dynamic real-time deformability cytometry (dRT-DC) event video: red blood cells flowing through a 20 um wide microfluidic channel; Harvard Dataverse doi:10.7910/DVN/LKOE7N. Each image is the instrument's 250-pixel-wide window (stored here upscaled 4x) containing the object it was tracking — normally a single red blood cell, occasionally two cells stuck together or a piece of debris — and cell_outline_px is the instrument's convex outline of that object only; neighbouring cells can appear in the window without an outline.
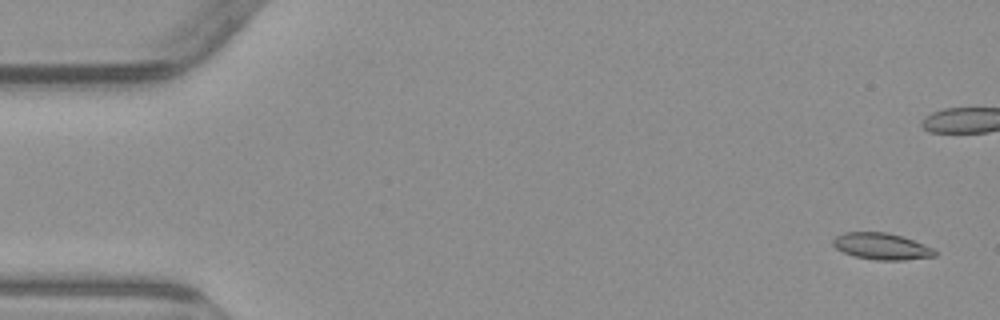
{"species": "common noctule bat (a hibernating species)", "species_latin": "Nyctalus noctula", "temperature_condition": "warm", "stored_images_in_passage": 5, "camera_frame_rate_fps": 3000, "um_per_image_px": 0.085, "animal": {"sex": "male", "body_mass_g": 23.1, "forearm_length_mm": 52.7}, "frame": {"image": 1, "passage_image": 1, "time_ms": 0.0, "image_size_px": [1000, 320], "cell_outline_px": [[936, 256], [904, 260], [876, 260], [856, 256], [844, 252], [836, 248], [832, 244], [832, 240], [836, 236], [844, 232], [884, 232], [900, 236], [924, 244], [932, 248], [936, 252]], "centroid_in_image_um": [74.92, 20.94], "position_along_channel_um": 10.1, "area_um2": 15.55}}
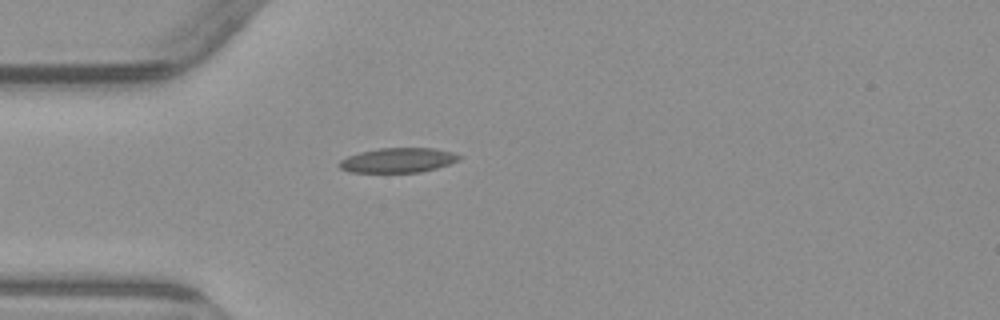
{"frame": {"image": 2, "passage_image": 5, "time_ms": 5.667, "image_size_px": [1000, 320], "cell_outline_px": [[464, 156], [460, 160], [436, 168], [420, 172], [348, 172], [340, 168], [336, 164], [340, 160], [348, 156], [360, 152], [380, 148], [432, 148], [452, 152]], "centroid_in_image_um": [33.82, 13.62], "position_along_channel_um": 51.2, "area_um2": 17.28}}